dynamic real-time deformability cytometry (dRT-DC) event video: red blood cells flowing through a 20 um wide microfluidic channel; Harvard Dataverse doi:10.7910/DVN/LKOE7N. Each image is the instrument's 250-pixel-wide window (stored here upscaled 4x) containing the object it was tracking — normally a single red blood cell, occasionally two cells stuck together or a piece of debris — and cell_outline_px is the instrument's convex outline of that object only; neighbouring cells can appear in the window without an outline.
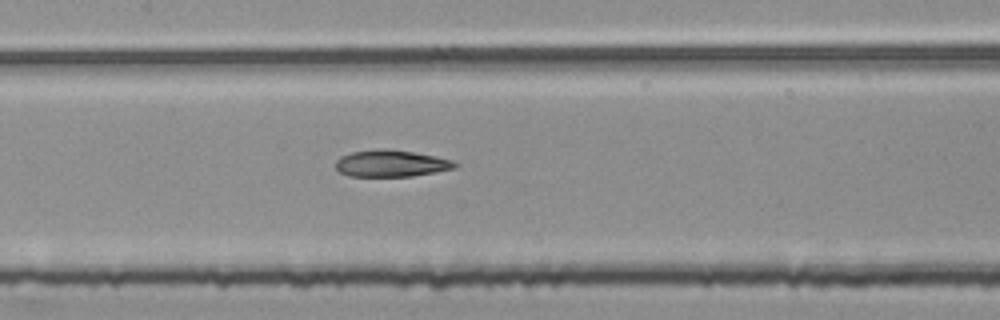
{"species": "common noctule bat (a hibernating species)", "species_latin": "Nyctalus noctula", "temperature_condition": "room temperature", "stored_images_in_passage": 54, "segment_of_instrument_passage": [2, 2], "camera_frame_rate_fps": 3000, "um_per_image_px": 0.085, "animal": {"sex": "female", "body_mass_g": 25.1}, "frame": {"image": 1, "passage_image": 26, "time_ms": 8.333, "image_size_px": [1000, 320], "cell_outline_px": [[460, 164], [456, 168], [436, 172], [412, 176], [348, 176], [340, 172], [336, 168], [336, 160], [340, 156], [352, 152], [380, 148], [384, 148], [412, 152], [436, 156], [452, 160]], "centroid_in_image_um": [33.26, 13.89], "position_along_channel_um": 174.1, "area_um2": 18.67}}
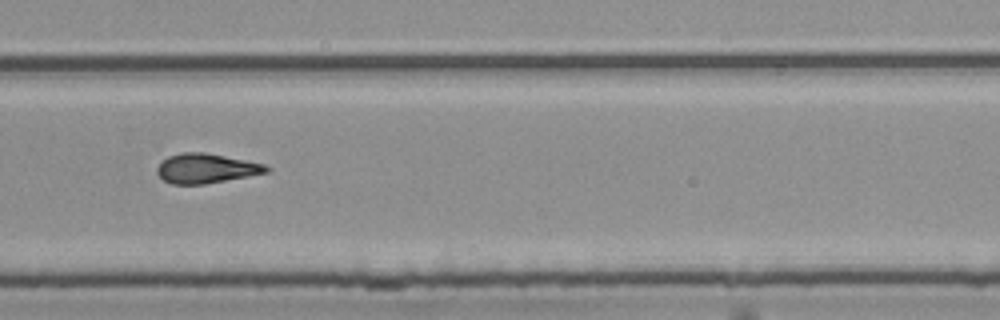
{"frame": {"image": 2, "passage_image": 37, "time_ms": 12.0, "image_size_px": [1000, 320], "cell_outline_px": [[272, 168], [268, 172], [248, 176], [204, 184], [172, 184], [164, 180], [156, 172], [156, 168], [168, 156], [180, 152], [204, 152], [264, 164]], "centroid_in_image_um": [17.51, 14.31], "position_along_channel_um": 312.3, "area_um2": 18.67}}
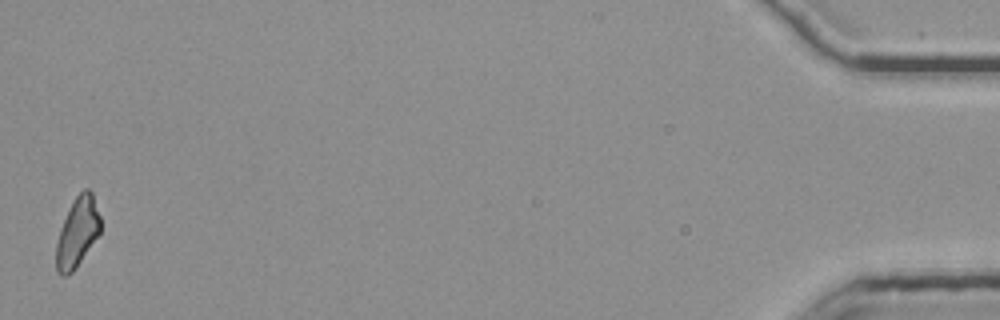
{"frame": {"image": 3, "passage_image": 54, "time_ms": 17.667, "image_size_px": [1000, 320], "cell_outline_px": [[100, 232], [72, 272], [64, 276], [60, 276], [56, 272], [56, 244], [64, 220], [72, 200], [84, 188], [88, 188], [92, 192], [100, 216]], "centroid_in_image_um": [6.57, 19.73], "position_along_channel_um": 428.6, "area_um2": 17.63}}